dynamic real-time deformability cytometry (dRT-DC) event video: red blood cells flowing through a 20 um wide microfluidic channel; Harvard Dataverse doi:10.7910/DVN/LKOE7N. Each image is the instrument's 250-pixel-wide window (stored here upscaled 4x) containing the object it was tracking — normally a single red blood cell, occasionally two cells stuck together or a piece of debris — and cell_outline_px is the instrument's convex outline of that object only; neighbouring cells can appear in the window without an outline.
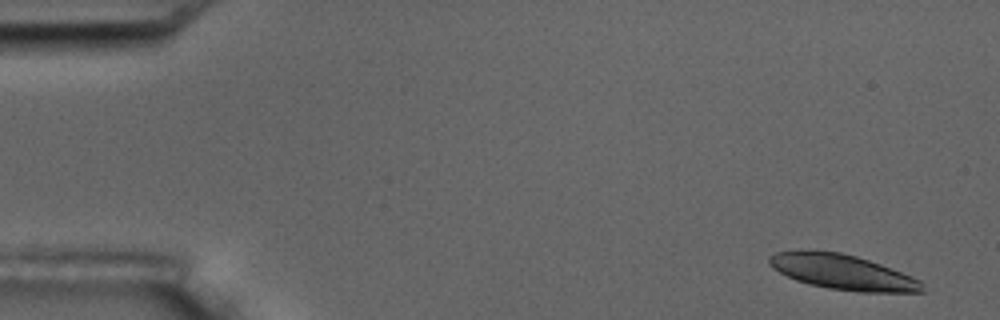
{"species": "common noctule bat (a hibernating species)", "species_latin": "Nyctalus noctula", "temperature_condition": "room temperature", "stored_images_in_passage": 8, "camera_frame_rate_fps": 3000, "um_per_image_px": 0.085, "animal": {"sex": "male", "body_mass_g": 17.5, "forearm_length_mm": 52.3}, "frame": {"image": 1, "passage_image": 1, "time_ms": 0.0, "image_size_px": [1000, 320], "cell_outline_px": [[924, 292], [860, 292], [828, 288], [796, 280], [772, 268], [768, 264], [768, 256], [776, 252], [840, 252], [856, 256], [880, 264], [912, 276], [920, 280]], "centroid_in_image_um": [71.64, 23.15], "position_along_channel_um": 13.4, "area_um2": 30.52}}
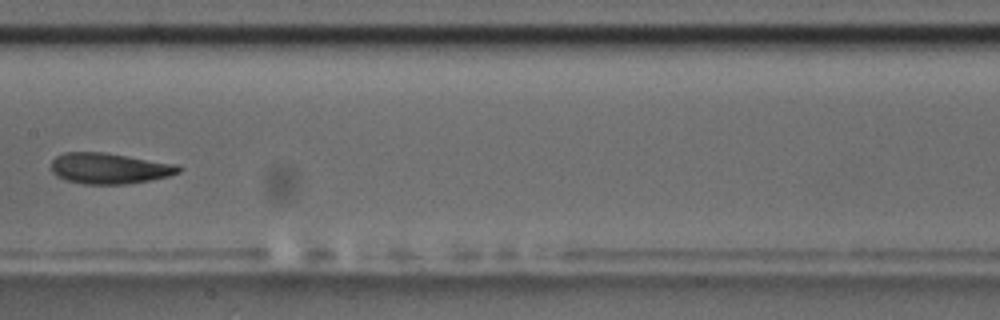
{"frame": {"image": 2, "passage_image": 8, "time_ms": 9.0, "image_size_px": [1000, 320], "cell_outline_px": [[184, 168], [180, 172], [168, 176], [128, 184], [84, 184], [64, 180], [56, 176], [52, 172], [52, 160], [56, 156], [64, 152], [104, 152], [176, 164]], "centroid_in_image_um": [9.28, 14.31], "position_along_channel_um": 198.1, "area_um2": 22.95}}